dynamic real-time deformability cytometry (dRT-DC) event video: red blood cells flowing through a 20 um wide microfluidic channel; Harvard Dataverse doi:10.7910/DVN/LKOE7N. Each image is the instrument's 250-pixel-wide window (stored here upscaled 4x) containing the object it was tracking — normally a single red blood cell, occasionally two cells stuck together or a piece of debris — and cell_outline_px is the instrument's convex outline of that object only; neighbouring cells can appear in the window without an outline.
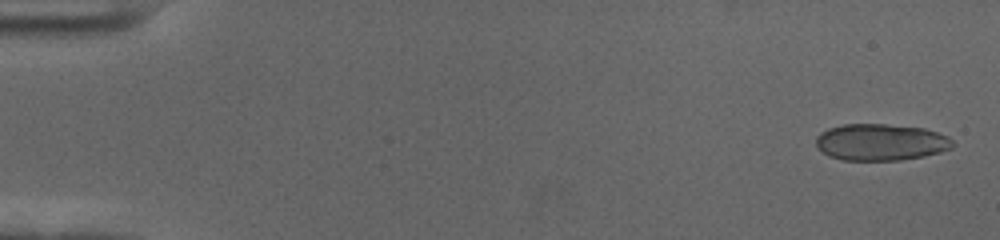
{"species": "human", "species_latin": "Homo sapiens", "temperature_condition": "cold", "stored_images_in_passage": 55, "camera_frame_rate_fps": 3000, "um_per_image_px": 0.085, "donor": {"sex": "female"}, "frame": {"image": 1, "passage_image": 2, "time_ms": 0.333, "image_size_px": [1000, 240], "cell_outline_px": [[952, 148], [940, 152], [924, 156], [900, 160], [844, 160], [828, 156], [816, 144], [816, 136], [820, 132], [828, 128], [844, 124], [884, 124], [924, 128], [948, 136], [952, 140]], "centroid_in_image_um": [74.85, 12.08], "position_along_channel_um": 10.1, "area_um2": 29.13}}
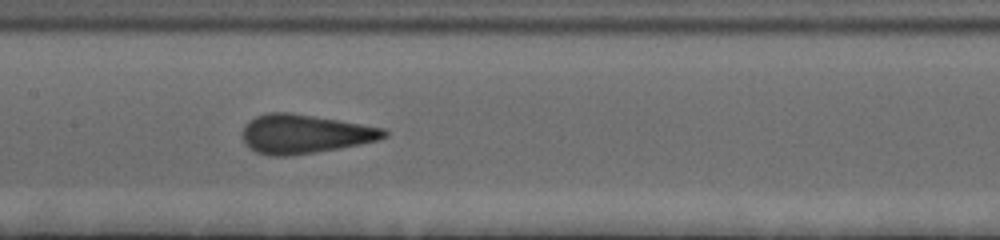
{"frame": {"image": 2, "passage_image": 29, "time_ms": 9.333, "image_size_px": [1000, 240], "cell_outline_px": [[388, 136], [380, 140], [340, 148], [316, 152], [288, 156], [268, 156], [256, 152], [244, 144], [240, 136], [244, 124], [248, 120], [256, 116], [268, 112], [288, 112], [384, 128], [388, 132]], "centroid_in_image_um": [25.84, 11.4], "position_along_channel_um": 181.6, "area_um2": 32.37}}
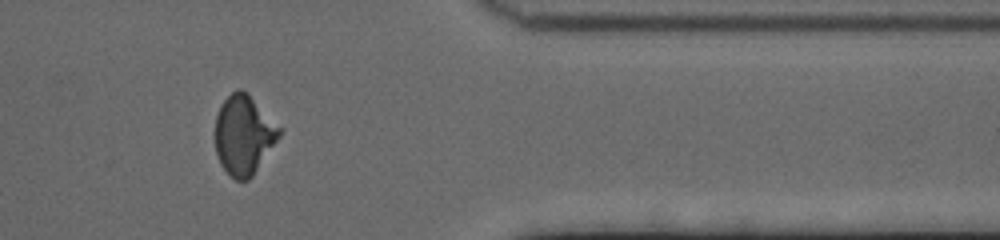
{"frame": {"image": 3, "passage_image": 48, "time_ms": 15.667, "image_size_px": [1000, 240], "cell_outline_px": [[284, 128], [280, 136], [252, 176], [248, 180], [236, 180], [220, 164], [216, 152], [216, 116], [224, 100], [232, 92], [240, 88], [248, 92]], "centroid_in_image_um": [20.77, 11.43], "position_along_channel_um": 390.6, "area_um2": 29.77}}